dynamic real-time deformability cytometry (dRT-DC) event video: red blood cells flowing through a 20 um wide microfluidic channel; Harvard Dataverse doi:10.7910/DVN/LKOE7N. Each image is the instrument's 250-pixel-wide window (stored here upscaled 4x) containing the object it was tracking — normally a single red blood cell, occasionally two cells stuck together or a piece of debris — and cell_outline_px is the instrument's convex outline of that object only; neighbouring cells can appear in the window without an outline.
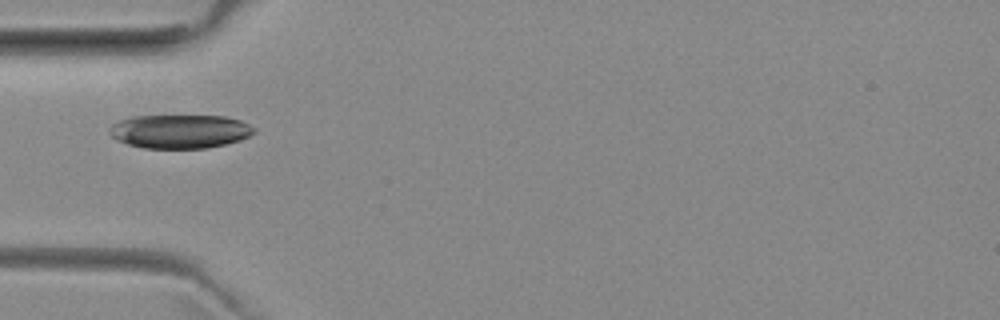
{"species": "common noctule bat (a hibernating species)", "species_latin": "Nyctalus noctula", "temperature_condition": "room temperature", "stored_images_in_passage": 36, "camera_frame_rate_fps": 3000, "um_per_image_px": 0.085, "animal": {"sex": "female", "body_mass_g": 29.2, "forearm_length_mm": 56.3}, "frame": {"image": 1, "passage_image": 1, "time_ms": 0.0, "image_size_px": [1000, 320], "cell_outline_px": [[256, 132], [240, 140], [224, 144], [204, 148], [144, 148], [128, 144], [116, 140], [108, 132], [108, 128], [112, 124], [120, 120], [132, 116], [224, 116], [240, 120], [256, 128]], "centroid_in_image_um": [15.27, 11.16], "position_along_channel_um": 69.7, "area_um2": 28.44}}
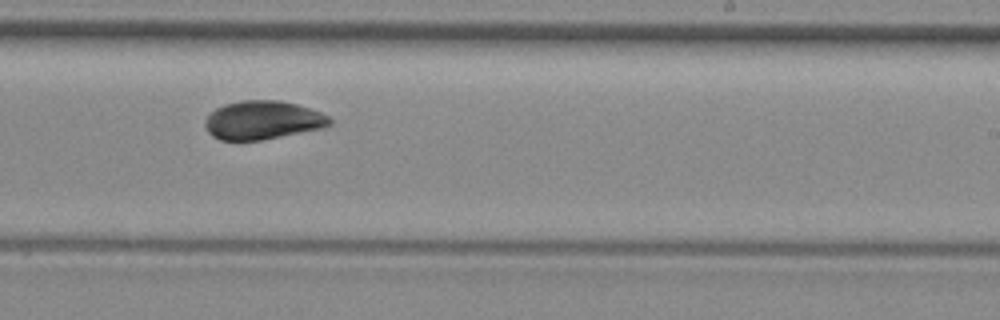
{"frame": {"image": 2, "passage_image": 16, "time_ms": 5.0, "image_size_px": [1000, 320], "cell_outline_px": [[332, 124], [324, 128], [260, 140], [220, 140], [212, 136], [208, 132], [204, 124], [204, 120], [216, 108], [224, 104], [244, 100], [280, 100], [296, 104], [320, 112], [328, 116], [332, 120]], "centroid_in_image_um": [22.33, 10.21], "position_along_channel_um": 266.7, "area_um2": 27.98}}
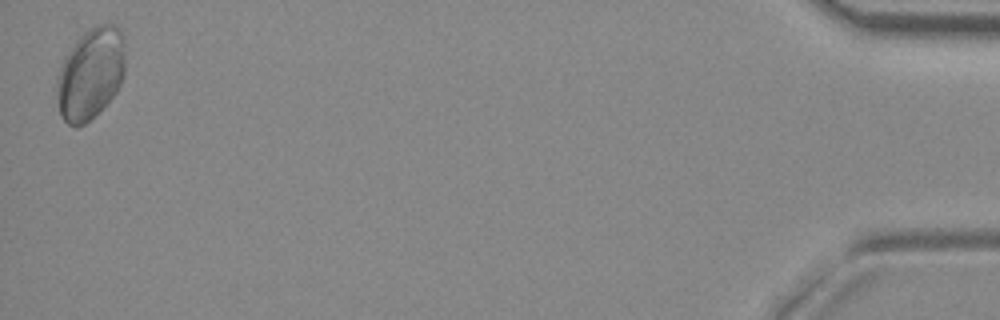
{"frame": {"image": 3, "passage_image": 36, "time_ms": 11.667, "image_size_px": [1000, 320], "cell_outline_px": [[124, 76], [116, 92], [84, 124], [76, 128], [68, 124], [60, 116], [56, 96], [56, 76], [68, 52], [92, 28], [100, 24], [112, 24], [120, 28], [124, 36]], "centroid_in_image_um": [7.69, 6.29], "position_along_channel_um": 427.5, "area_um2": 35.89}}